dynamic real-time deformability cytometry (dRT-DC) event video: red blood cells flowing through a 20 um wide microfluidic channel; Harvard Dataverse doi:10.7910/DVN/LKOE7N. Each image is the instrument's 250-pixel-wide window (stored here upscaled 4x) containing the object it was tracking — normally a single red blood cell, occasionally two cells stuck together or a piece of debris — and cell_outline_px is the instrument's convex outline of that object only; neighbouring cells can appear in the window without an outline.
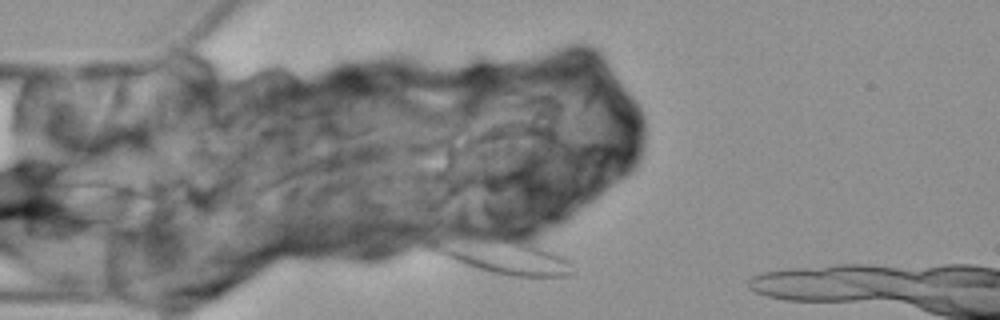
{"species": "Egyptian fruit bat (a non-hibernating species)", "species_latin": "Rousettus aegyptiacus", "temperature_condition": "cold", "stored_images_in_passage": 2, "camera_frame_rate_fps": 3000, "um_per_image_px": 0.085, "animal": {"sex": "female"}, "frame": {"image": 1, "passage_image": 2, "time_ms": 1.667, "image_size_px": [1000, 320], "cell_outline_px": [[572, 272], [564, 276], [488, 276], [472, 272], [452, 264], [436, 252], [436, 248], [544, 248], [568, 260]], "centroid_in_image_um": [43.16, 22.22], "position_along_channel_um": 41.8, "area_um2": 22.37}}